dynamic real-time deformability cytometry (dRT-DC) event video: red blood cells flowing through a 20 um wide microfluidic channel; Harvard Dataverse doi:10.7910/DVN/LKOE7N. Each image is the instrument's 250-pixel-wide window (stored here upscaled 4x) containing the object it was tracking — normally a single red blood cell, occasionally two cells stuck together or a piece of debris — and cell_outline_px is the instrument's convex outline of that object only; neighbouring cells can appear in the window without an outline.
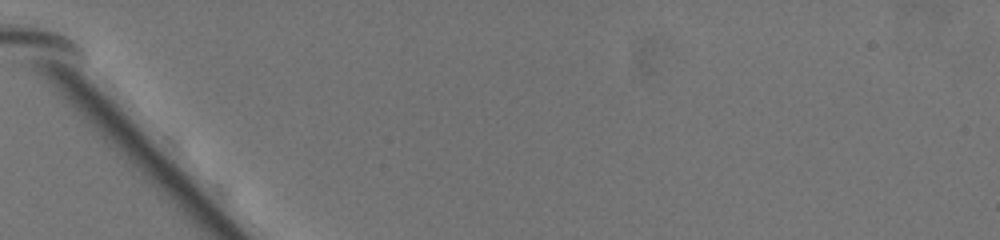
{"species": "common noctule bat (a hibernating species)", "species_latin": "Nyctalus noctula", "temperature_condition": "warm", "stored_images_in_passage": 6, "camera_frame_rate_fps": 3000, "um_per_image_px": 0.085, "animal": {"sex": "female", "body_mass_g": 19.5, "forearm_length_mm": 54.1}, "frame": {"image": 1, "passage_image": 1, "time_ms": 0.0, "image_size_px": [1000, 240], "cell_outline_px": [[292, 132], [280, 132], [256, 124], [236, 100], [232, 92], [228, 80], [232, 68], [244, 72], [260, 88]], "centroid_in_image_um": [21.72, 8.68], "position_along_channel_um": 63.3, "area_um2": 12.2}}